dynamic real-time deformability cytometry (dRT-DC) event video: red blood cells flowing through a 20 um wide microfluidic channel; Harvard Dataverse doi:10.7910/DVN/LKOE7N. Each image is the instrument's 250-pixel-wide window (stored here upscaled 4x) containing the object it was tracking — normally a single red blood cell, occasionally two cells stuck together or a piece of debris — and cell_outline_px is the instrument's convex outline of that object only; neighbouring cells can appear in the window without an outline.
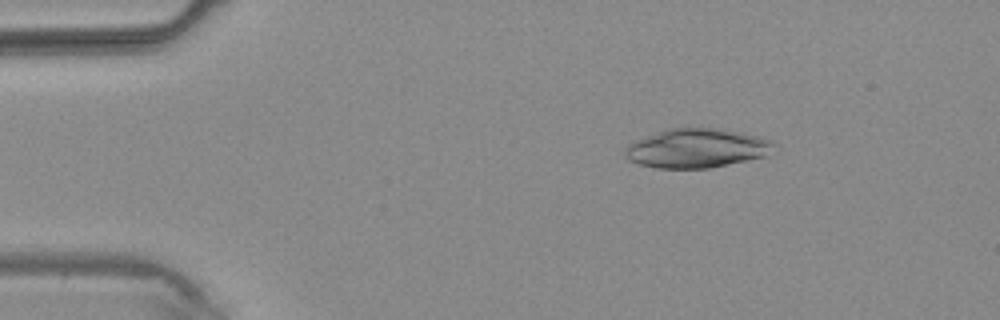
{"species": "common noctule bat (a hibernating species)", "species_latin": "Nyctalus noctula", "temperature_condition": "warm", "stored_images_in_passage": 4, "camera_frame_rate_fps": 3000, "um_per_image_px": 0.085, "animal": {"sex": "male", "body_mass_g": 20.4}, "frame": {"image": 1, "passage_image": 2, "time_ms": 1.0, "image_size_px": [1000, 320], "cell_outline_px": [[776, 144], [768, 156], [708, 168], [656, 168], [640, 164], [628, 160], [624, 156], [624, 148], [628, 144], [668, 128], [720, 128], [760, 136], [772, 140]], "centroid_in_image_um": [59.25, 12.6], "position_along_channel_um": 25.7, "area_um2": 33.99}}